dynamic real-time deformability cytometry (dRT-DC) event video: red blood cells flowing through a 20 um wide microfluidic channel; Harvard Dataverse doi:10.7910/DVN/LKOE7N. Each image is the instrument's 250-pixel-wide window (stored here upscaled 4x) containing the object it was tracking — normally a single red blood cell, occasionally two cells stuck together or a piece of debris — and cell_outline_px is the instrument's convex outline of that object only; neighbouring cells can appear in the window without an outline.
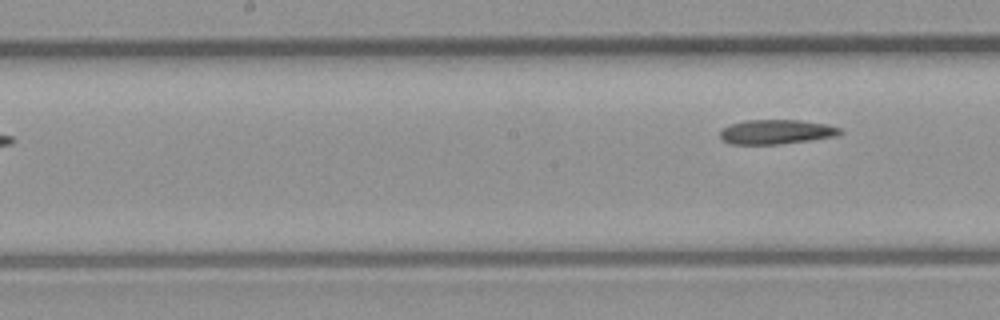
{"species": "common noctule bat (a hibernating species)", "species_latin": "Nyctalus noctula", "temperature_condition": "room temperature", "stored_images_in_passage": 5, "segment_of_instrument_passage": [2, 2], "camera_frame_rate_fps": 3000, "um_per_image_px": 0.085, "animal": {"sex": "male", "body_mass_g": 23.1, "forearm_length_mm": 52.7}, "frame": {"image": 1, "passage_image": 5, "time_ms": 4.667, "image_size_px": [1000, 320], "cell_outline_px": [[844, 132], [836, 136], [780, 144], [728, 144], [720, 136], [720, 132], [724, 128], [732, 124], [744, 120], [800, 120], [828, 124], [840, 128]], "centroid_in_image_um": [66.01, 11.2], "position_along_channel_um": 182.2, "area_um2": 17.05}}